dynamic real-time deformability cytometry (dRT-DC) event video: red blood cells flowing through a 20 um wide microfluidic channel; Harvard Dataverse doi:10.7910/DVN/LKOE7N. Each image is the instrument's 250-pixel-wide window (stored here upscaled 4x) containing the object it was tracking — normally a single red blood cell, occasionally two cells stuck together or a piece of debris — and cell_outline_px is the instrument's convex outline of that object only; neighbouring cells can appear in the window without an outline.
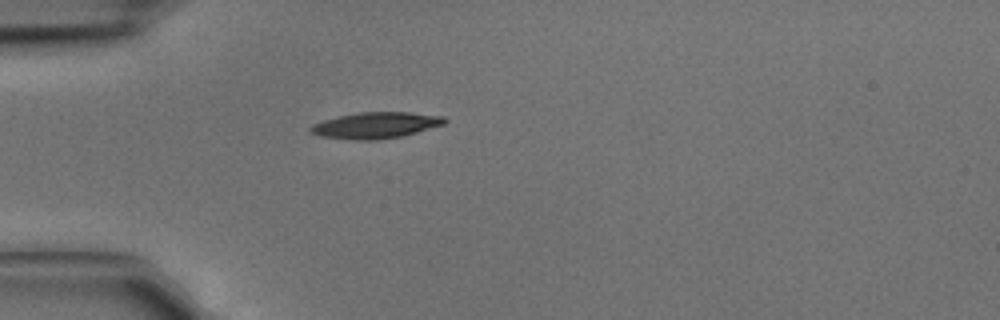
{"species": "common noctule bat (a hibernating species)", "species_latin": "Nyctalus noctula", "temperature_condition": "cold", "stored_images_in_passage": 1, "camera_frame_rate_fps": 3000, "um_per_image_px": 0.085, "animal": {"sex": "male", "body_mass_g": 15.6}, "frame": {"image": 1, "passage_image": 1, "time_ms": 0.0, "image_size_px": [1000, 320], "cell_outline_px": [[448, 120], [444, 124], [404, 136], [380, 140], [352, 140], [320, 136], [308, 132], [308, 128], [312, 124], [324, 120], [340, 116], [360, 112], [408, 112], [444, 116]], "centroid_in_image_um": [31.93, 10.66], "position_along_channel_um": 53.1, "area_um2": 20.63}}